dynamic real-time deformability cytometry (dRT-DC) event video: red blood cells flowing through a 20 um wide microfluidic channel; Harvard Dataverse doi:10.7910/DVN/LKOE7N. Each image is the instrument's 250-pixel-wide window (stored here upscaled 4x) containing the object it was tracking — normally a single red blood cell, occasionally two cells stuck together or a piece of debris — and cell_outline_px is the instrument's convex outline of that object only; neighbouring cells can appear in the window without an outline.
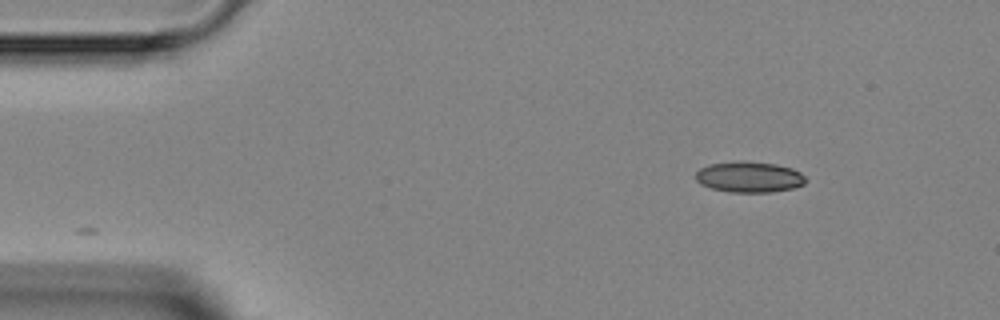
{"species": "Egyptian fruit bat (a non-hibernating species)", "species_latin": "Rousettus aegyptiacus", "temperature_condition": "room temperature", "stored_images_in_passage": 2, "camera_frame_rate_fps": 3000, "um_per_image_px": 0.085, "animal": {"sex": "female"}, "frame": {"image": 1, "passage_image": 2, "time_ms": 1.0, "image_size_px": [1000, 320], "cell_outline_px": [[804, 184], [792, 188], [772, 192], [732, 192], [712, 188], [700, 184], [696, 180], [696, 172], [700, 168], [708, 164], [776, 164], [792, 168], [800, 172], [804, 176]], "centroid_in_image_um": [63.69, 15.09], "position_along_channel_um": 21.3, "area_um2": 18.79}}